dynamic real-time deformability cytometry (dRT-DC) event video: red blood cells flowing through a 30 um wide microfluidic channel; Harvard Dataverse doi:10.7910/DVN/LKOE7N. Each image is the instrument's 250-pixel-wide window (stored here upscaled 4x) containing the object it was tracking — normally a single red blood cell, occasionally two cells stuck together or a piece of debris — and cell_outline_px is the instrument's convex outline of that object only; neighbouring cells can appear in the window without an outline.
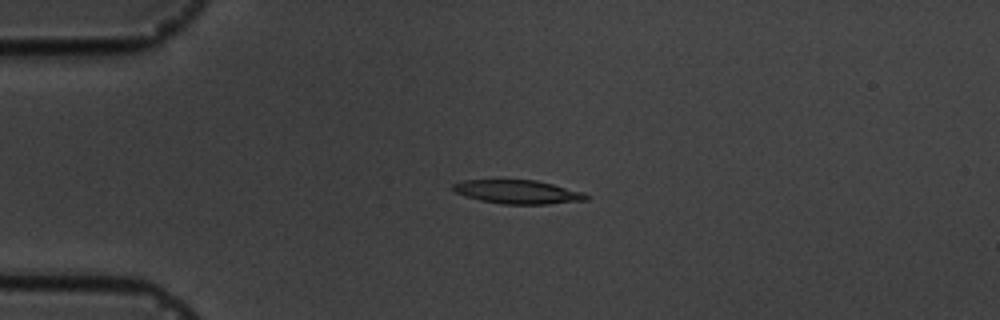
{"species": "common noctule bat (a hibernating species)", "species_latin": "Nyctalus noctula", "temperature_condition": "cold", "stored_images_in_passage": 5, "camera_frame_rate_fps": 3000, "um_per_image_px": 0.085, "animal": {"sex": "male", "body_mass_g": 19.5, "forearm_length_mm": 54.6}, "frame": {"image": 1, "passage_image": 4, "time_ms": 3.667, "image_size_px": [1000, 320], "cell_outline_px": [[588, 200], [548, 204], [504, 204], [480, 200], [464, 196], [456, 192], [452, 188], [452, 184], [464, 180], [536, 180], [584, 192], [588, 196]], "centroid_in_image_um": [44.01, 16.31], "position_along_channel_um": 41.0, "area_um2": 18.32}}